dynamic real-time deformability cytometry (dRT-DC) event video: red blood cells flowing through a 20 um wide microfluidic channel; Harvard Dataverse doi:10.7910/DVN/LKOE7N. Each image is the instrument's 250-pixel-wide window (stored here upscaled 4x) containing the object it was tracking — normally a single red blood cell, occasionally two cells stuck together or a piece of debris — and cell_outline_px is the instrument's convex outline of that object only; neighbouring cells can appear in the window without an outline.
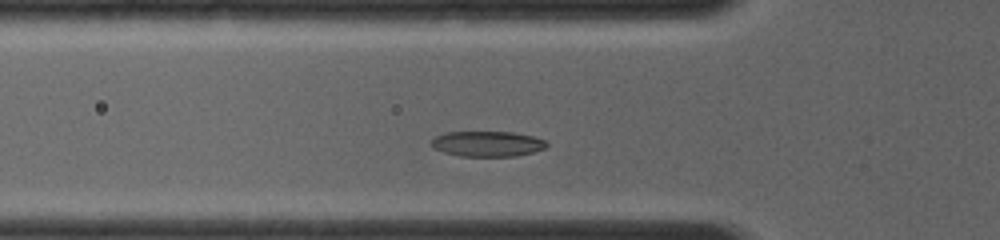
{"species": "common noctule bat (a hibernating species)", "species_latin": "Nyctalus noctula", "temperature_condition": "room temperature", "stored_images_in_passage": 21, "camera_frame_rate_fps": 4000, "um_per_image_px": 0.085, "animal": {"sex": "female", "body_mass_g": 19.0, "forearm_length_mm": 56.7}, "frame": {"image": 1, "passage_image": 6, "time_ms": 1.75, "image_size_px": [1000, 240], "cell_outline_px": [[548, 144], [544, 148], [532, 152], [516, 156], [460, 156], [444, 152], [432, 148], [432, 140], [436, 136], [444, 132], [512, 132], [532, 136], [544, 140]], "centroid_in_image_um": [41.4, 12.22], "position_along_channel_um": 84.4, "area_um2": 16.94}}
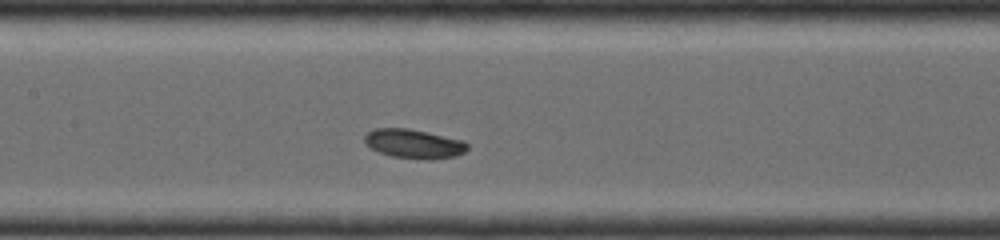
{"frame": {"image": 2, "passage_image": 12, "time_ms": 3.75, "image_size_px": [1000, 240], "cell_outline_px": [[468, 148], [464, 152], [456, 156], [428, 160], [424, 160], [392, 156], [380, 152], [372, 148], [364, 140], [364, 136], [368, 132], [376, 128], [408, 128], [464, 140], [468, 144]], "centroid_in_image_um": [35.21, 12.22], "position_along_channel_um": 172.2, "area_um2": 17.4}}
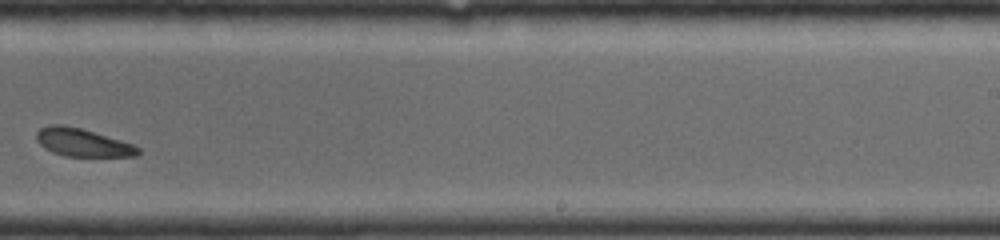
{"frame": {"image": 3, "passage_image": 19, "time_ms": 6.25, "image_size_px": [1000, 240], "cell_outline_px": [[140, 152], [136, 156], [64, 156], [52, 152], [44, 148], [36, 140], [36, 132], [40, 128], [48, 124], [60, 124], [80, 128], [120, 140], [132, 144], [140, 148]], "centroid_in_image_um": [6.97, 12.11], "position_along_channel_um": 282.0, "area_um2": 16.47}}